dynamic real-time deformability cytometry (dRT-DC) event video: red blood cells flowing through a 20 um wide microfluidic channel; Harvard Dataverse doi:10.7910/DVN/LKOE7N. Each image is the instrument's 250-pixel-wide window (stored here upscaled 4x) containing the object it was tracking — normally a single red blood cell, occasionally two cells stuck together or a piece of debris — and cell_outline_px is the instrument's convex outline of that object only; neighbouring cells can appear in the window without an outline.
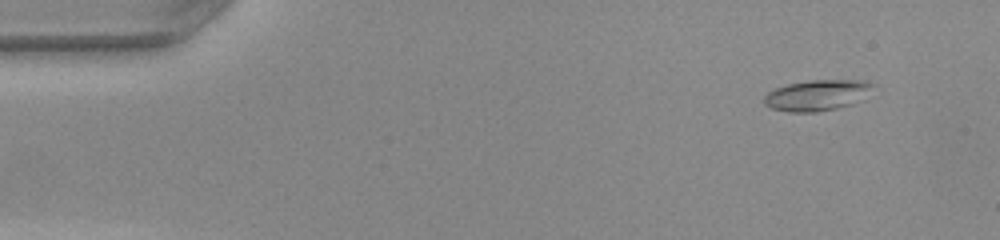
{"species": "common noctule bat (a hibernating species)", "species_latin": "Nyctalus noctula", "temperature_condition": "warm", "stored_images_in_passage": 46, "camera_frame_rate_fps": 3000, "um_per_image_px": 0.085, "animal": {"sex": "female", "body_mass_g": 22.0, "forearm_length_mm": 56.7}, "frame": {"image": 1, "passage_image": 1, "time_ms": 0.0, "image_size_px": [1000, 240], "cell_outline_px": [[872, 84], [852, 104], [836, 108], [816, 112], [788, 112], [772, 108], [764, 104], [764, 96], [768, 92], [776, 88], [788, 84], [812, 80], [864, 80]], "centroid_in_image_um": [69.32, 8.1], "position_along_channel_um": 15.7, "area_um2": 18.84}}
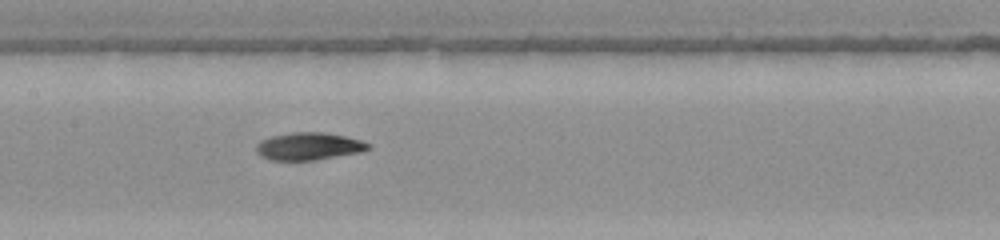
{"frame": {"image": 2, "passage_image": 21, "time_ms": 6.667, "image_size_px": [1000, 240], "cell_outline_px": [[372, 148], [360, 152], [312, 160], [272, 160], [260, 156], [256, 152], [256, 144], [260, 140], [272, 136], [292, 132], [324, 132], [344, 136], [360, 140], [372, 144]], "centroid_in_image_um": [26.23, 12.43], "position_along_channel_um": 181.2, "area_um2": 17.92}}
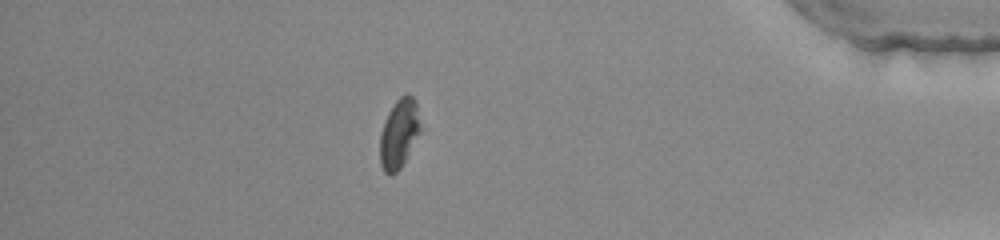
{"frame": {"image": 3, "passage_image": 40, "time_ms": 13.0, "image_size_px": [1000, 240], "cell_outline_px": [[420, 132], [400, 168], [392, 176], [388, 176], [384, 172], [380, 164], [380, 136], [384, 120], [388, 112], [396, 100], [400, 96], [408, 92], [416, 100], [420, 128]], "centroid_in_image_um": [33.9, 11.34], "position_along_channel_um": 401.3, "area_um2": 16.3}, "authors_computed_cell_mechanics": {"area_um2": 17.918, "velocity_mm_per_s": 4.1088, "shape_relaxation_time_tau1_ms": 4.4862, "shape_relaxation_time_tau2_ms": 8.1657, "deformation_change_tau1": 0.1697, "deformation_change_tau2": 0.1694}}